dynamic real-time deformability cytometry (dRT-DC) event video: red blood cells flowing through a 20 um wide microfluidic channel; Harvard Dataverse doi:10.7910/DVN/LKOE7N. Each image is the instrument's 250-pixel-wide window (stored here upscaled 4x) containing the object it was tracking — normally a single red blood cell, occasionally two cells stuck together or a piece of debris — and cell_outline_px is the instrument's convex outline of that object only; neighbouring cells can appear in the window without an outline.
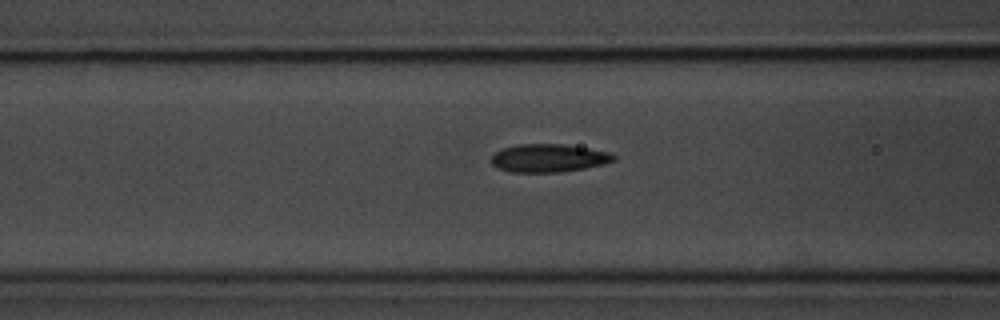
{"species": "common noctule bat (a hibernating species)", "species_latin": "Nyctalus noctula", "temperature_condition": "room temperature", "stored_images_in_passage": 13, "camera_frame_rate_fps": 3000, "um_per_image_px": 0.085, "animal": {"sex": "male", "body_mass_g": 20.1, "forearm_length_mm": 53.5}, "frame": {"image": 1, "passage_image": 11, "time_ms": 3.333, "image_size_px": [1000, 320], "cell_outline_px": [[616, 160], [604, 164], [584, 168], [560, 172], [512, 172], [496, 168], [492, 164], [492, 156], [496, 152], [504, 148], [516, 144], [564, 144], [612, 152], [616, 156]], "centroid_in_image_um": [46.66, 13.43], "position_along_channel_um": 119.9, "area_um2": 20.11}}